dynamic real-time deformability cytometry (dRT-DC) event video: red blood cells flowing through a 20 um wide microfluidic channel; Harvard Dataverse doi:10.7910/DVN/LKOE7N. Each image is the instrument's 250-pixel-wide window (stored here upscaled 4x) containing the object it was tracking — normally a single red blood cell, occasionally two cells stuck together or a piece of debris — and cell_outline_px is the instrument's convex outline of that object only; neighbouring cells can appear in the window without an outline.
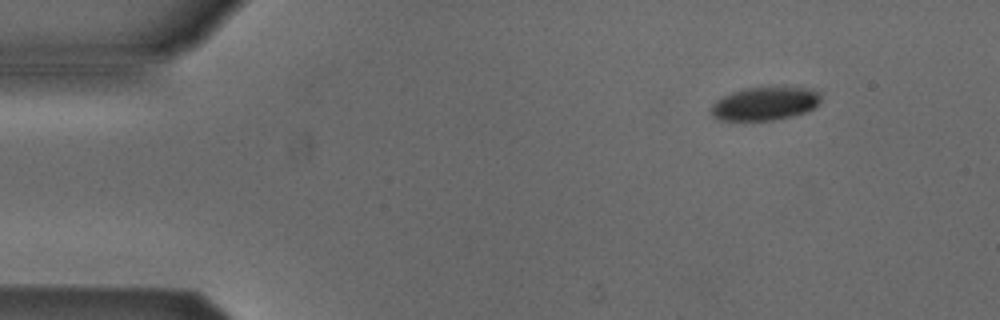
{"species": "Egyptian fruit bat (a non-hibernating species)", "species_latin": "Rousettus aegyptiacus", "temperature_condition": "cold", "stored_images_in_passage": 5, "camera_frame_rate_fps": 3000, "um_per_image_px": 0.085, "animal": {"sex": "male"}, "frame": {"image": 1, "passage_image": 1, "time_ms": 0.0, "image_size_px": [1000, 320], "cell_outline_px": [[820, 104], [808, 112], [792, 116], [772, 120], [720, 120], [712, 116], [712, 104], [720, 96], [744, 88], [812, 88], [820, 92]], "centroid_in_image_um": [65.03, 8.81], "position_along_channel_um": 20.0, "area_um2": 21.33}}
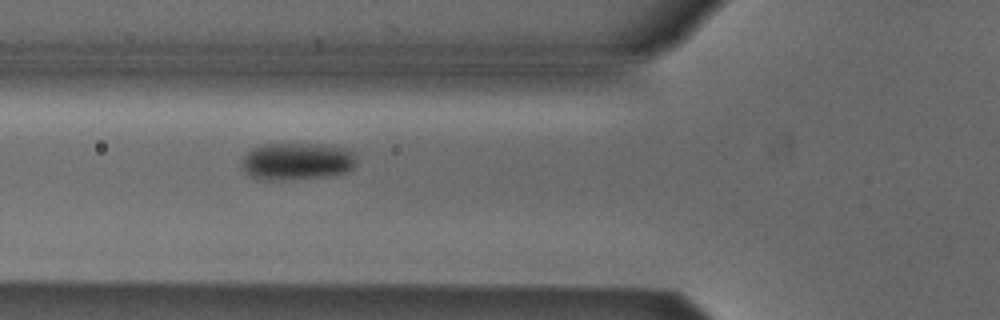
{"frame": {"image": 2, "passage_image": 4, "time_ms": 4.333, "image_size_px": [1000, 320], "cell_outline_px": [[356, 164], [348, 172], [320, 176], [272, 180], [264, 180], [252, 176], [244, 172], [240, 168], [240, 164], [244, 156], [252, 148], [260, 144], [324, 144], [344, 148], [356, 152]], "centroid_in_image_um": [25.22, 13.69], "position_along_channel_um": 100.6, "area_um2": 24.91}}
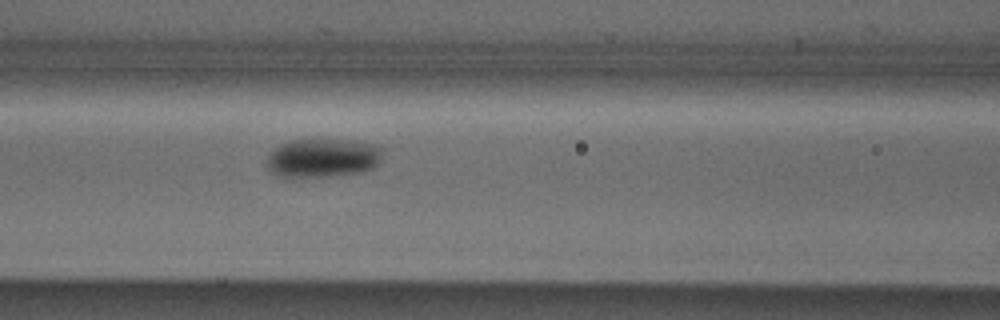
{"frame": {"image": 3, "passage_image": 5, "time_ms": 5.333, "image_size_px": [1000, 320], "cell_outline_px": [[380, 160], [372, 168], [360, 172], [328, 176], [280, 176], [268, 172], [268, 156], [276, 148], [288, 140], [348, 140], [372, 144], [380, 148]], "centroid_in_image_um": [27.4, 13.42], "position_along_channel_um": 139.2, "area_um2": 25.55}}